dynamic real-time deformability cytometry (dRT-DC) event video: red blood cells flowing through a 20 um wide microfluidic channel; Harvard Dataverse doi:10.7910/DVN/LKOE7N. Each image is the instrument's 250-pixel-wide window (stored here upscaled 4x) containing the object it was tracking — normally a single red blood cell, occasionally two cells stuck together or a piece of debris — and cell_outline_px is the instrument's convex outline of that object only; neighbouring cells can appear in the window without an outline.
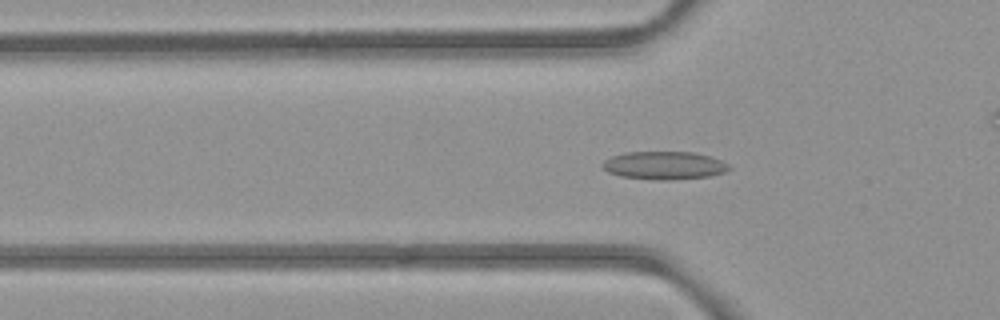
{"species": "common noctule bat (a hibernating species)", "species_latin": "Nyctalus noctula", "temperature_condition": "room temperature", "stored_images_in_passage": 53, "camera_frame_rate_fps": 3000, "um_per_image_px": 0.085, "animal": {"sex": "female", "body_mass_g": 21.9}, "frame": {"image": 1, "passage_image": 16, "time_ms": 5.0, "image_size_px": [1000, 320], "cell_outline_px": [[732, 168], [724, 172], [708, 176], [672, 180], [656, 180], [620, 176], [608, 172], [600, 164], [604, 160], [612, 156], [624, 152], [692, 152], [712, 156], [728, 164]], "centroid_in_image_um": [56.45, 14.06], "position_along_channel_um": 69.4, "area_um2": 20.75}}
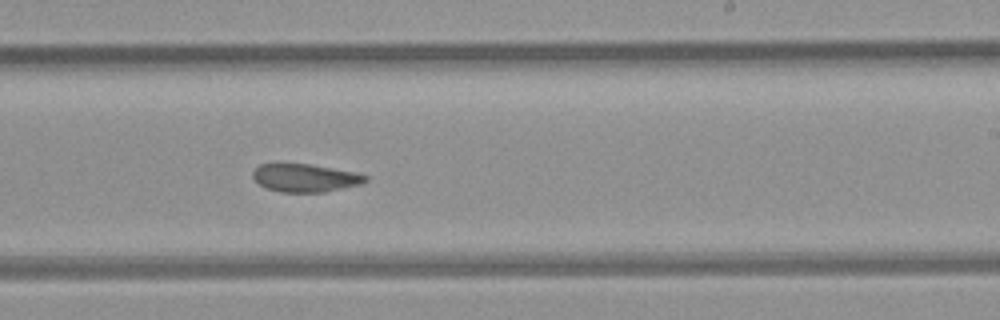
{"frame": {"image": 2, "passage_image": 31, "time_ms": 10.0, "image_size_px": [1000, 320], "cell_outline_px": [[368, 180], [364, 184], [324, 192], [280, 192], [268, 188], [260, 184], [252, 176], [252, 172], [260, 164], [312, 164], [356, 172], [368, 176]], "centroid_in_image_um": [26.0, 15.12], "position_along_channel_um": 263.0, "area_um2": 18.44}}
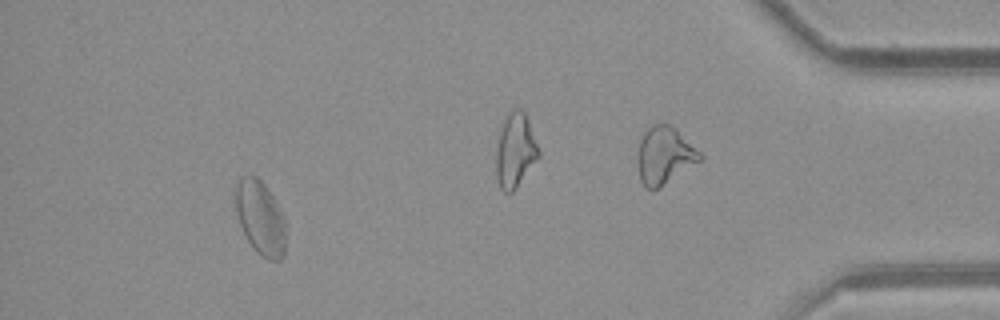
{"frame": {"image": 3, "passage_image": 48, "time_ms": 15.667, "image_size_px": [1000, 320], "cell_outline_px": [[284, 256], [280, 260], [268, 260], [256, 252], [252, 248], [240, 224], [236, 212], [236, 184], [240, 176], [256, 176], [268, 188], [284, 216]], "centroid_in_image_um": [22.13, 18.51], "position_along_channel_um": 413.1, "area_um2": 21.5}, "authors_computed_cell_mechanics": {"area_um2": 20.6346, "velocity_mm_per_s": 3.8603, "shape_relaxation_time_tau1_ms": null, "shape_relaxation_time_tau2_ms": 2.0797, "deformation_change_tau1": null, "deformation_change_tau2": 0.061}}